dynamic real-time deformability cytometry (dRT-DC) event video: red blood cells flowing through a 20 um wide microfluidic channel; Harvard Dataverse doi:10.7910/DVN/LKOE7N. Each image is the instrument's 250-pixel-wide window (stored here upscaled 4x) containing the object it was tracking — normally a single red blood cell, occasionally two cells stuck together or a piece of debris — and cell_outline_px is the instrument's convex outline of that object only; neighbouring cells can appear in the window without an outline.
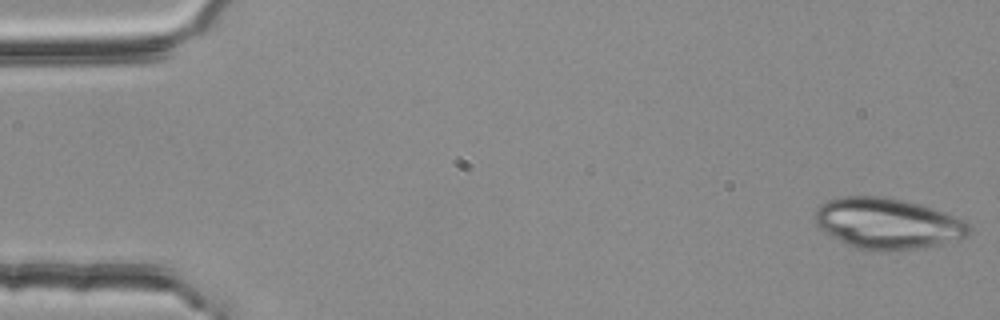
{"species": "common noctule bat (a hibernating species)", "species_latin": "Nyctalus noctula", "temperature_condition": "room temperature", "stored_images_in_passage": 53, "camera_frame_rate_fps": 3000, "um_per_image_px": 0.085, "animal": {"sex": "female", "body_mass_g": 25.1}, "frame": {"image": 1, "passage_image": 1, "time_ms": 0.0, "image_size_px": [1000, 320], "cell_outline_px": [[972, 232], [968, 236], [940, 244], [916, 248], [884, 252], [880, 252], [856, 248], [824, 232], [816, 224], [816, 208], [820, 204], [828, 200], [840, 196], [880, 196], [900, 200], [916, 204], [964, 220], [972, 228]], "centroid_in_image_um": [75.41, 19.01], "position_along_channel_um": 9.6, "area_um2": 45.2}}
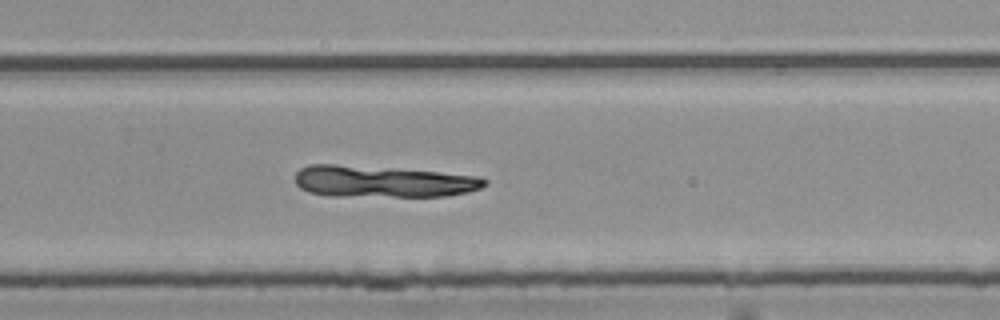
{"frame": {"image": 2, "passage_image": 35, "time_ms": 11.333, "image_size_px": [1000, 320], "cell_outline_px": [[488, 184], [480, 188], [468, 192], [448, 196], [332, 196], [308, 192], [300, 188], [296, 184], [296, 172], [300, 168], [308, 164], [336, 164], [388, 168], [436, 172], [476, 176], [488, 180]], "centroid_in_image_um": [32.5, 15.43], "position_along_channel_um": 297.3, "area_um2": 34.8}}
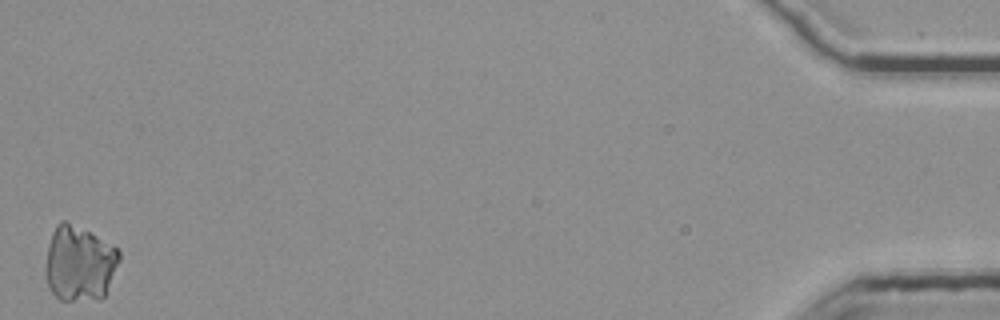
{"frame": {"image": 3, "passage_image": 53, "time_ms": 17.333, "image_size_px": [1000, 320], "cell_outline_px": [[120, 260], [104, 296], [100, 300], [60, 300], [48, 288], [44, 276], [44, 268], [48, 244], [52, 232], [56, 224], [60, 220], [64, 220], [96, 236], [116, 248], [120, 252]], "centroid_in_image_um": [6.7, 22.42], "position_along_channel_um": 428.5, "area_um2": 32.54}}